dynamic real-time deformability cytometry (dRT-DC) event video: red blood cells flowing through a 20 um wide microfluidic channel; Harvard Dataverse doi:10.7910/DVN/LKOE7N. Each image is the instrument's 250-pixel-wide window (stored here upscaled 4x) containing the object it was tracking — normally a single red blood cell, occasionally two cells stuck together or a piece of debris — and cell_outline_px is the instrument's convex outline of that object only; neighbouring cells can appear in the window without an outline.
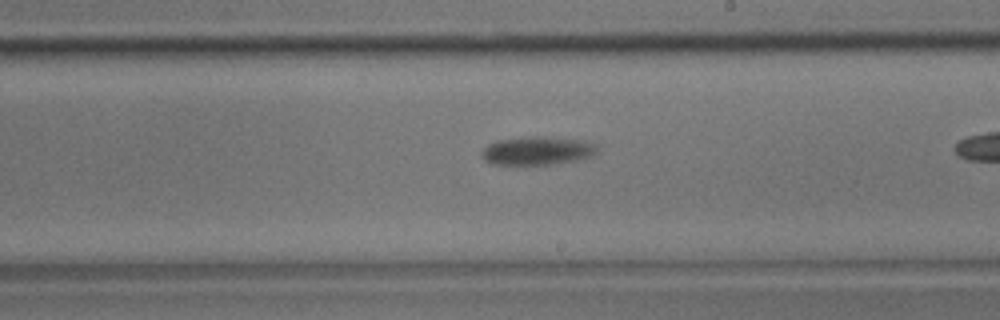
{"species": "common noctule bat (a hibernating species)", "species_latin": "Nyctalus noctula", "temperature_condition": "room temperature", "stored_images_in_passage": 32, "camera_frame_rate_fps": 3000, "um_per_image_px": 0.085, "animal": {"sex": "male", "body_mass_g": 17.9}, "frame": {"image": 1, "passage_image": 23, "time_ms": 7.333, "image_size_px": [1000, 320], "cell_outline_px": [[600, 144], [596, 152], [592, 156], [576, 160], [552, 164], [492, 164], [484, 160], [480, 156], [480, 152], [488, 144], [496, 140], [528, 136], [544, 136], [580, 140]], "centroid_in_image_um": [45.66, 12.8], "position_along_channel_um": 243.3, "area_um2": 19.31}}